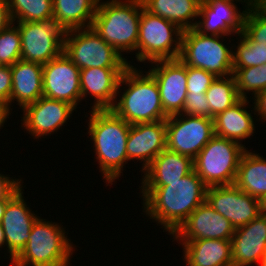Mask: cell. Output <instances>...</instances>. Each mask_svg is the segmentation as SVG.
<instances>
[{
	"mask_svg": "<svg viewBox=\"0 0 266 266\" xmlns=\"http://www.w3.org/2000/svg\"><path fill=\"white\" fill-rule=\"evenodd\" d=\"M259 7L266 13V0H262Z\"/></svg>",
	"mask_w": 266,
	"mask_h": 266,
	"instance_id": "cell-46",
	"label": "cell"
},
{
	"mask_svg": "<svg viewBox=\"0 0 266 266\" xmlns=\"http://www.w3.org/2000/svg\"><path fill=\"white\" fill-rule=\"evenodd\" d=\"M181 114L210 118V106L205 93H187Z\"/></svg>",
	"mask_w": 266,
	"mask_h": 266,
	"instance_id": "cell-36",
	"label": "cell"
},
{
	"mask_svg": "<svg viewBox=\"0 0 266 266\" xmlns=\"http://www.w3.org/2000/svg\"><path fill=\"white\" fill-rule=\"evenodd\" d=\"M232 1H234V0H232ZM235 1H238V2L241 1V2H243L242 0H235ZM244 2L247 3V5H245L246 10H249L251 8H254V7H258L259 4H260V0H244Z\"/></svg>",
	"mask_w": 266,
	"mask_h": 266,
	"instance_id": "cell-42",
	"label": "cell"
},
{
	"mask_svg": "<svg viewBox=\"0 0 266 266\" xmlns=\"http://www.w3.org/2000/svg\"><path fill=\"white\" fill-rule=\"evenodd\" d=\"M240 43L236 52H233V68H247L266 64V51L250 42L242 33L239 34Z\"/></svg>",
	"mask_w": 266,
	"mask_h": 266,
	"instance_id": "cell-32",
	"label": "cell"
},
{
	"mask_svg": "<svg viewBox=\"0 0 266 266\" xmlns=\"http://www.w3.org/2000/svg\"><path fill=\"white\" fill-rule=\"evenodd\" d=\"M37 218L26 246L13 259L14 266H68L73 246L55 222Z\"/></svg>",
	"mask_w": 266,
	"mask_h": 266,
	"instance_id": "cell-5",
	"label": "cell"
},
{
	"mask_svg": "<svg viewBox=\"0 0 266 266\" xmlns=\"http://www.w3.org/2000/svg\"><path fill=\"white\" fill-rule=\"evenodd\" d=\"M12 23L8 8V1L0 0V32L5 30Z\"/></svg>",
	"mask_w": 266,
	"mask_h": 266,
	"instance_id": "cell-40",
	"label": "cell"
},
{
	"mask_svg": "<svg viewBox=\"0 0 266 266\" xmlns=\"http://www.w3.org/2000/svg\"><path fill=\"white\" fill-rule=\"evenodd\" d=\"M234 185L260 199L266 194V159L245 150L241 156Z\"/></svg>",
	"mask_w": 266,
	"mask_h": 266,
	"instance_id": "cell-27",
	"label": "cell"
},
{
	"mask_svg": "<svg viewBox=\"0 0 266 266\" xmlns=\"http://www.w3.org/2000/svg\"><path fill=\"white\" fill-rule=\"evenodd\" d=\"M12 73V90L9 109L15 100L21 109L35 103L43 96V65L23 60L10 66Z\"/></svg>",
	"mask_w": 266,
	"mask_h": 266,
	"instance_id": "cell-22",
	"label": "cell"
},
{
	"mask_svg": "<svg viewBox=\"0 0 266 266\" xmlns=\"http://www.w3.org/2000/svg\"><path fill=\"white\" fill-rule=\"evenodd\" d=\"M99 0H53V17L67 30L90 28Z\"/></svg>",
	"mask_w": 266,
	"mask_h": 266,
	"instance_id": "cell-28",
	"label": "cell"
},
{
	"mask_svg": "<svg viewBox=\"0 0 266 266\" xmlns=\"http://www.w3.org/2000/svg\"><path fill=\"white\" fill-rule=\"evenodd\" d=\"M10 199H1L0 200V223L2 221V218L4 216V213H5V209H6V206H7V202L9 201Z\"/></svg>",
	"mask_w": 266,
	"mask_h": 266,
	"instance_id": "cell-43",
	"label": "cell"
},
{
	"mask_svg": "<svg viewBox=\"0 0 266 266\" xmlns=\"http://www.w3.org/2000/svg\"><path fill=\"white\" fill-rule=\"evenodd\" d=\"M12 22H35L53 17V0H7Z\"/></svg>",
	"mask_w": 266,
	"mask_h": 266,
	"instance_id": "cell-30",
	"label": "cell"
},
{
	"mask_svg": "<svg viewBox=\"0 0 266 266\" xmlns=\"http://www.w3.org/2000/svg\"><path fill=\"white\" fill-rule=\"evenodd\" d=\"M126 69L97 67L81 69V100L92 94L91 96L95 98L92 110L111 109L119 93L120 78Z\"/></svg>",
	"mask_w": 266,
	"mask_h": 266,
	"instance_id": "cell-21",
	"label": "cell"
},
{
	"mask_svg": "<svg viewBox=\"0 0 266 266\" xmlns=\"http://www.w3.org/2000/svg\"><path fill=\"white\" fill-rule=\"evenodd\" d=\"M233 266H252L266 255V215L259 214L234 230L231 239ZM254 263V264H253Z\"/></svg>",
	"mask_w": 266,
	"mask_h": 266,
	"instance_id": "cell-18",
	"label": "cell"
},
{
	"mask_svg": "<svg viewBox=\"0 0 266 266\" xmlns=\"http://www.w3.org/2000/svg\"><path fill=\"white\" fill-rule=\"evenodd\" d=\"M210 106V118L232 107L242 98L239 96L234 75L216 77L205 93Z\"/></svg>",
	"mask_w": 266,
	"mask_h": 266,
	"instance_id": "cell-29",
	"label": "cell"
},
{
	"mask_svg": "<svg viewBox=\"0 0 266 266\" xmlns=\"http://www.w3.org/2000/svg\"><path fill=\"white\" fill-rule=\"evenodd\" d=\"M247 10L238 11L232 0H201L194 29L205 35L230 36L243 32ZM203 18V19H202Z\"/></svg>",
	"mask_w": 266,
	"mask_h": 266,
	"instance_id": "cell-15",
	"label": "cell"
},
{
	"mask_svg": "<svg viewBox=\"0 0 266 266\" xmlns=\"http://www.w3.org/2000/svg\"><path fill=\"white\" fill-rule=\"evenodd\" d=\"M22 187L21 179H11L8 175L0 174V200L11 199Z\"/></svg>",
	"mask_w": 266,
	"mask_h": 266,
	"instance_id": "cell-38",
	"label": "cell"
},
{
	"mask_svg": "<svg viewBox=\"0 0 266 266\" xmlns=\"http://www.w3.org/2000/svg\"><path fill=\"white\" fill-rule=\"evenodd\" d=\"M234 227L206 201L199 205L172 234L176 241L232 239Z\"/></svg>",
	"mask_w": 266,
	"mask_h": 266,
	"instance_id": "cell-16",
	"label": "cell"
},
{
	"mask_svg": "<svg viewBox=\"0 0 266 266\" xmlns=\"http://www.w3.org/2000/svg\"><path fill=\"white\" fill-rule=\"evenodd\" d=\"M43 96L75 108L81 101L80 69L64 52L43 64Z\"/></svg>",
	"mask_w": 266,
	"mask_h": 266,
	"instance_id": "cell-12",
	"label": "cell"
},
{
	"mask_svg": "<svg viewBox=\"0 0 266 266\" xmlns=\"http://www.w3.org/2000/svg\"><path fill=\"white\" fill-rule=\"evenodd\" d=\"M12 90V73L10 66L0 67V103L9 107L10 95Z\"/></svg>",
	"mask_w": 266,
	"mask_h": 266,
	"instance_id": "cell-37",
	"label": "cell"
},
{
	"mask_svg": "<svg viewBox=\"0 0 266 266\" xmlns=\"http://www.w3.org/2000/svg\"><path fill=\"white\" fill-rule=\"evenodd\" d=\"M183 30L176 24L148 12L142 3L137 41V61L178 59ZM176 36L175 38H173ZM175 42V43H174ZM174 44V45H173Z\"/></svg>",
	"mask_w": 266,
	"mask_h": 266,
	"instance_id": "cell-7",
	"label": "cell"
},
{
	"mask_svg": "<svg viewBox=\"0 0 266 266\" xmlns=\"http://www.w3.org/2000/svg\"><path fill=\"white\" fill-rule=\"evenodd\" d=\"M221 37L205 35L194 28L184 30L179 59L186 66L203 69L215 77L233 75V51L219 40Z\"/></svg>",
	"mask_w": 266,
	"mask_h": 266,
	"instance_id": "cell-8",
	"label": "cell"
},
{
	"mask_svg": "<svg viewBox=\"0 0 266 266\" xmlns=\"http://www.w3.org/2000/svg\"><path fill=\"white\" fill-rule=\"evenodd\" d=\"M166 148V120L137 123L130 126L127 139L128 161L143 162L142 172Z\"/></svg>",
	"mask_w": 266,
	"mask_h": 266,
	"instance_id": "cell-20",
	"label": "cell"
},
{
	"mask_svg": "<svg viewBox=\"0 0 266 266\" xmlns=\"http://www.w3.org/2000/svg\"><path fill=\"white\" fill-rule=\"evenodd\" d=\"M188 266H233L231 239L181 241Z\"/></svg>",
	"mask_w": 266,
	"mask_h": 266,
	"instance_id": "cell-24",
	"label": "cell"
},
{
	"mask_svg": "<svg viewBox=\"0 0 266 266\" xmlns=\"http://www.w3.org/2000/svg\"><path fill=\"white\" fill-rule=\"evenodd\" d=\"M17 24L21 34V60L43 65L63 52L67 30L55 17Z\"/></svg>",
	"mask_w": 266,
	"mask_h": 266,
	"instance_id": "cell-10",
	"label": "cell"
},
{
	"mask_svg": "<svg viewBox=\"0 0 266 266\" xmlns=\"http://www.w3.org/2000/svg\"><path fill=\"white\" fill-rule=\"evenodd\" d=\"M22 188L7 202L1 221L11 262L26 246L33 223L39 216L27 207Z\"/></svg>",
	"mask_w": 266,
	"mask_h": 266,
	"instance_id": "cell-19",
	"label": "cell"
},
{
	"mask_svg": "<svg viewBox=\"0 0 266 266\" xmlns=\"http://www.w3.org/2000/svg\"><path fill=\"white\" fill-rule=\"evenodd\" d=\"M254 98V111L262 117L261 119L266 120V89L257 93Z\"/></svg>",
	"mask_w": 266,
	"mask_h": 266,
	"instance_id": "cell-39",
	"label": "cell"
},
{
	"mask_svg": "<svg viewBox=\"0 0 266 266\" xmlns=\"http://www.w3.org/2000/svg\"><path fill=\"white\" fill-rule=\"evenodd\" d=\"M100 1L91 28L120 54L136 51L142 0Z\"/></svg>",
	"mask_w": 266,
	"mask_h": 266,
	"instance_id": "cell-4",
	"label": "cell"
},
{
	"mask_svg": "<svg viewBox=\"0 0 266 266\" xmlns=\"http://www.w3.org/2000/svg\"><path fill=\"white\" fill-rule=\"evenodd\" d=\"M258 266H266V255L262 258Z\"/></svg>",
	"mask_w": 266,
	"mask_h": 266,
	"instance_id": "cell-47",
	"label": "cell"
},
{
	"mask_svg": "<svg viewBox=\"0 0 266 266\" xmlns=\"http://www.w3.org/2000/svg\"><path fill=\"white\" fill-rule=\"evenodd\" d=\"M14 24H10L0 32V62L2 65L11 66L21 60V34Z\"/></svg>",
	"mask_w": 266,
	"mask_h": 266,
	"instance_id": "cell-34",
	"label": "cell"
},
{
	"mask_svg": "<svg viewBox=\"0 0 266 266\" xmlns=\"http://www.w3.org/2000/svg\"><path fill=\"white\" fill-rule=\"evenodd\" d=\"M143 206L150 219L173 234L189 215L206 201L207 186L194 169L168 185H142ZM145 201V202H144Z\"/></svg>",
	"mask_w": 266,
	"mask_h": 266,
	"instance_id": "cell-1",
	"label": "cell"
},
{
	"mask_svg": "<svg viewBox=\"0 0 266 266\" xmlns=\"http://www.w3.org/2000/svg\"><path fill=\"white\" fill-rule=\"evenodd\" d=\"M243 144L214 135L193 160L194 171L207 187L234 185Z\"/></svg>",
	"mask_w": 266,
	"mask_h": 266,
	"instance_id": "cell-6",
	"label": "cell"
},
{
	"mask_svg": "<svg viewBox=\"0 0 266 266\" xmlns=\"http://www.w3.org/2000/svg\"><path fill=\"white\" fill-rule=\"evenodd\" d=\"M247 99L242 98L235 105L218 113L213 118L216 136L241 143L239 141L253 135L255 123L253 116L245 107L249 103Z\"/></svg>",
	"mask_w": 266,
	"mask_h": 266,
	"instance_id": "cell-25",
	"label": "cell"
},
{
	"mask_svg": "<svg viewBox=\"0 0 266 266\" xmlns=\"http://www.w3.org/2000/svg\"><path fill=\"white\" fill-rule=\"evenodd\" d=\"M142 3L148 12L173 22L184 31L195 27L196 22L191 20L197 19L201 0H142Z\"/></svg>",
	"mask_w": 266,
	"mask_h": 266,
	"instance_id": "cell-26",
	"label": "cell"
},
{
	"mask_svg": "<svg viewBox=\"0 0 266 266\" xmlns=\"http://www.w3.org/2000/svg\"><path fill=\"white\" fill-rule=\"evenodd\" d=\"M4 244L6 245V243H5V236H4V230H3V226H2L1 223H0V248H1Z\"/></svg>",
	"mask_w": 266,
	"mask_h": 266,
	"instance_id": "cell-45",
	"label": "cell"
},
{
	"mask_svg": "<svg viewBox=\"0 0 266 266\" xmlns=\"http://www.w3.org/2000/svg\"><path fill=\"white\" fill-rule=\"evenodd\" d=\"M63 52L80 70L131 66L123 54L107 44L91 27L67 31Z\"/></svg>",
	"mask_w": 266,
	"mask_h": 266,
	"instance_id": "cell-9",
	"label": "cell"
},
{
	"mask_svg": "<svg viewBox=\"0 0 266 266\" xmlns=\"http://www.w3.org/2000/svg\"><path fill=\"white\" fill-rule=\"evenodd\" d=\"M136 69L131 65L122 74L118 86L124 83L128 89L111 110L130 125L166 120L169 116L163 110L156 80L149 72L144 75Z\"/></svg>",
	"mask_w": 266,
	"mask_h": 266,
	"instance_id": "cell-3",
	"label": "cell"
},
{
	"mask_svg": "<svg viewBox=\"0 0 266 266\" xmlns=\"http://www.w3.org/2000/svg\"><path fill=\"white\" fill-rule=\"evenodd\" d=\"M260 213L266 215V194L259 199Z\"/></svg>",
	"mask_w": 266,
	"mask_h": 266,
	"instance_id": "cell-44",
	"label": "cell"
},
{
	"mask_svg": "<svg viewBox=\"0 0 266 266\" xmlns=\"http://www.w3.org/2000/svg\"><path fill=\"white\" fill-rule=\"evenodd\" d=\"M214 135L213 118L179 113L166 119V148L193 160Z\"/></svg>",
	"mask_w": 266,
	"mask_h": 266,
	"instance_id": "cell-11",
	"label": "cell"
},
{
	"mask_svg": "<svg viewBox=\"0 0 266 266\" xmlns=\"http://www.w3.org/2000/svg\"><path fill=\"white\" fill-rule=\"evenodd\" d=\"M76 108L61 100H53L44 96L23 110V127L35 138H41L56 132L70 118Z\"/></svg>",
	"mask_w": 266,
	"mask_h": 266,
	"instance_id": "cell-17",
	"label": "cell"
},
{
	"mask_svg": "<svg viewBox=\"0 0 266 266\" xmlns=\"http://www.w3.org/2000/svg\"><path fill=\"white\" fill-rule=\"evenodd\" d=\"M9 107L5 104L0 103V128L4 125L5 121H7L6 119L9 118V114L10 113Z\"/></svg>",
	"mask_w": 266,
	"mask_h": 266,
	"instance_id": "cell-41",
	"label": "cell"
},
{
	"mask_svg": "<svg viewBox=\"0 0 266 266\" xmlns=\"http://www.w3.org/2000/svg\"><path fill=\"white\" fill-rule=\"evenodd\" d=\"M194 169L193 159L165 148L143 171L142 185H168Z\"/></svg>",
	"mask_w": 266,
	"mask_h": 266,
	"instance_id": "cell-23",
	"label": "cell"
},
{
	"mask_svg": "<svg viewBox=\"0 0 266 266\" xmlns=\"http://www.w3.org/2000/svg\"><path fill=\"white\" fill-rule=\"evenodd\" d=\"M206 202L234 229L248 224L260 214L259 199L235 185L207 187Z\"/></svg>",
	"mask_w": 266,
	"mask_h": 266,
	"instance_id": "cell-13",
	"label": "cell"
},
{
	"mask_svg": "<svg viewBox=\"0 0 266 266\" xmlns=\"http://www.w3.org/2000/svg\"><path fill=\"white\" fill-rule=\"evenodd\" d=\"M153 63L148 72L157 82L164 112L168 116L181 113L187 95L186 65L179 58Z\"/></svg>",
	"mask_w": 266,
	"mask_h": 266,
	"instance_id": "cell-14",
	"label": "cell"
},
{
	"mask_svg": "<svg viewBox=\"0 0 266 266\" xmlns=\"http://www.w3.org/2000/svg\"><path fill=\"white\" fill-rule=\"evenodd\" d=\"M242 34L266 51V13L259 6L247 10Z\"/></svg>",
	"mask_w": 266,
	"mask_h": 266,
	"instance_id": "cell-33",
	"label": "cell"
},
{
	"mask_svg": "<svg viewBox=\"0 0 266 266\" xmlns=\"http://www.w3.org/2000/svg\"><path fill=\"white\" fill-rule=\"evenodd\" d=\"M187 93H206L215 76L200 68L186 66Z\"/></svg>",
	"mask_w": 266,
	"mask_h": 266,
	"instance_id": "cell-35",
	"label": "cell"
},
{
	"mask_svg": "<svg viewBox=\"0 0 266 266\" xmlns=\"http://www.w3.org/2000/svg\"><path fill=\"white\" fill-rule=\"evenodd\" d=\"M90 113L88 133L102 176L111 184L120 177L128 161L126 148L131 125L111 109L91 110Z\"/></svg>",
	"mask_w": 266,
	"mask_h": 266,
	"instance_id": "cell-2",
	"label": "cell"
},
{
	"mask_svg": "<svg viewBox=\"0 0 266 266\" xmlns=\"http://www.w3.org/2000/svg\"><path fill=\"white\" fill-rule=\"evenodd\" d=\"M233 75L239 96L243 99L247 98L246 94L249 91L253 92L252 95L255 96L266 89V64L247 68H233Z\"/></svg>",
	"mask_w": 266,
	"mask_h": 266,
	"instance_id": "cell-31",
	"label": "cell"
}]
</instances>
